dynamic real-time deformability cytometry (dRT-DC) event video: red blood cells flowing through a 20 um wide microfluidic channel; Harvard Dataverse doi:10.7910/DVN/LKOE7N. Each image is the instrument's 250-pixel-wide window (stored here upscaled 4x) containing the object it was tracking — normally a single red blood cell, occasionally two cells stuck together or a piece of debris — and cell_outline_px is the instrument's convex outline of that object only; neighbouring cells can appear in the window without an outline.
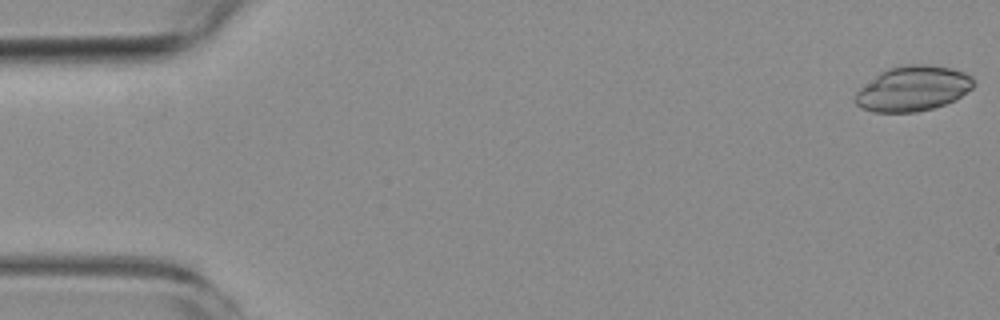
{"species": "common noctule bat (a hibernating species)", "species_latin": "Nyctalus noctula", "temperature_condition": "room temperature", "stored_images_in_passage": 5, "camera_frame_rate_fps": 3000, "um_per_image_px": 0.085, "animal": {"sex": "female", "body_mass_g": 19.3, "forearm_length_mm": 54.1}, "frame": {"image": 1, "passage_image": 1, "time_ms": 0.0, "image_size_px": [1000, 320], "cell_outline_px": [[976, 84], [972, 88], [956, 100], [932, 108], [916, 112], [872, 112], [860, 108], [856, 104], [856, 92], [860, 88], [880, 72], [888, 68], [908, 64], [932, 64], [952, 68], [964, 72], [972, 76], [976, 80]], "centroid_in_image_um": [77.63, 7.52], "position_along_channel_um": 7.4, "area_um2": 31.33}}